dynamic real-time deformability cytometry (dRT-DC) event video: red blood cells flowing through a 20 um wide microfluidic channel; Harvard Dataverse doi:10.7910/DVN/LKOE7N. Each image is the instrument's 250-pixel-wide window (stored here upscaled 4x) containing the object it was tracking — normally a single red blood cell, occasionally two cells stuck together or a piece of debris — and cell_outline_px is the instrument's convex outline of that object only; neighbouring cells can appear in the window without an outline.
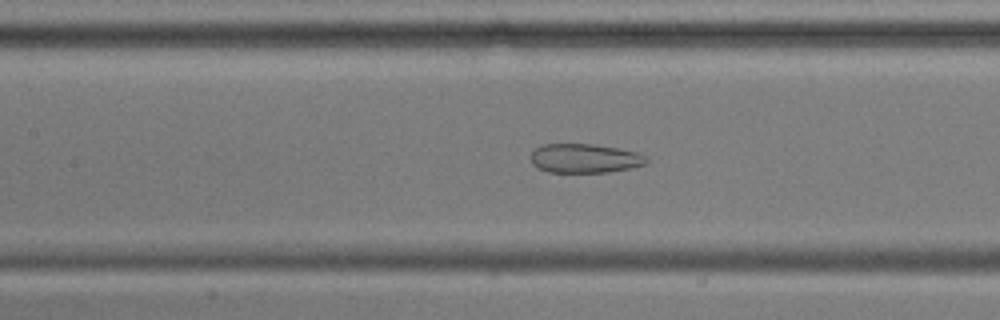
{"species": "common noctule bat (a hibernating species)", "species_latin": "Nyctalus noctula", "temperature_condition": "cold", "stored_images_in_passage": 55, "camera_frame_rate_fps": 3000, "um_per_image_px": 0.085, "animal": {"sex": "male", "body_mass_g": 17.9, "forearm_length_mm": 54.2}, "frame": {"image": 1, "passage_image": 24, "time_ms": 7.667, "image_size_px": [1000, 320], "cell_outline_px": [[648, 164], [608, 172], [548, 172], [532, 164], [532, 152], [540, 144], [592, 144], [640, 152], [648, 156]], "centroid_in_image_um": [49.75, 13.45], "position_along_channel_um": 157.7, "area_um2": 19.65}}
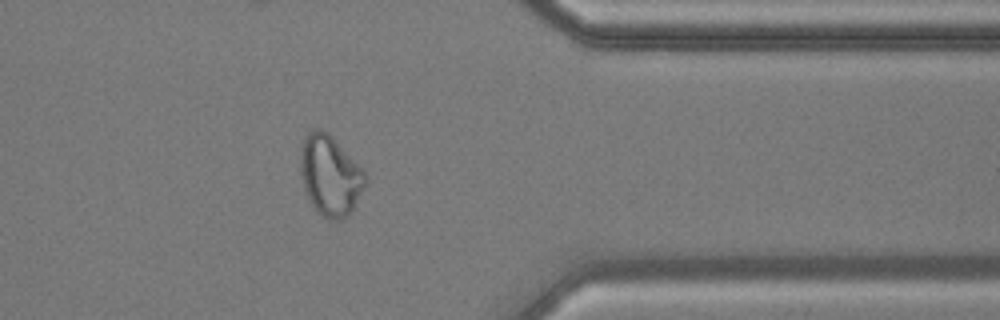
{"frame": {"image": 2, "passage_image": 44, "time_ms": 14.333, "image_size_px": [1000, 320], "cell_outline_px": [[368, 184], [348, 216], [340, 220], [328, 220], [316, 212], [308, 200], [304, 188], [300, 168], [300, 152], [304, 136], [312, 128], [320, 128], [328, 132], [332, 136], [368, 176]], "centroid_in_image_um": [28.06, 14.93], "position_along_channel_um": 383.3, "area_um2": 30.81}}
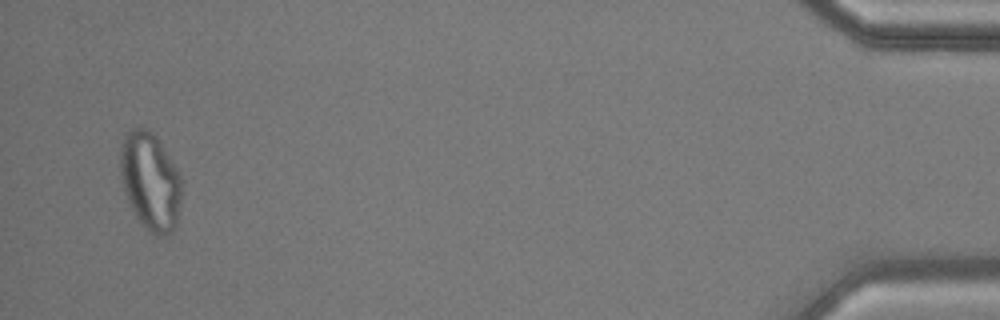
{"frame": {"image": 3, "passage_image": 53, "time_ms": 17.333, "image_size_px": [1000, 320], "cell_outline_px": [[184, 180], [176, 224], [172, 232], [160, 236], [156, 236], [148, 232], [136, 216], [124, 192], [120, 172], [120, 148], [124, 132], [132, 128], [148, 128], [156, 136]], "centroid_in_image_um": [12.78, 15.39], "position_along_channel_um": 422.4, "area_um2": 35.32}}